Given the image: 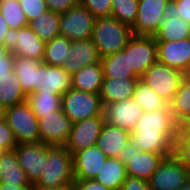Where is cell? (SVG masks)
I'll use <instances>...</instances> for the list:
<instances>
[{
  "instance_id": "1",
  "label": "cell",
  "mask_w": 190,
  "mask_h": 190,
  "mask_svg": "<svg viewBox=\"0 0 190 190\" xmlns=\"http://www.w3.org/2000/svg\"><path fill=\"white\" fill-rule=\"evenodd\" d=\"M179 129L170 106L144 112L130 134V142L140 151L161 153L168 157L174 154Z\"/></svg>"
},
{
  "instance_id": "2",
  "label": "cell",
  "mask_w": 190,
  "mask_h": 190,
  "mask_svg": "<svg viewBox=\"0 0 190 190\" xmlns=\"http://www.w3.org/2000/svg\"><path fill=\"white\" fill-rule=\"evenodd\" d=\"M74 182L72 154L65 146L48 145L47 161L35 188L63 187Z\"/></svg>"
},
{
  "instance_id": "3",
  "label": "cell",
  "mask_w": 190,
  "mask_h": 190,
  "mask_svg": "<svg viewBox=\"0 0 190 190\" xmlns=\"http://www.w3.org/2000/svg\"><path fill=\"white\" fill-rule=\"evenodd\" d=\"M132 28L113 17L96 18L91 39L100 58L122 51L133 37Z\"/></svg>"
},
{
  "instance_id": "4",
  "label": "cell",
  "mask_w": 190,
  "mask_h": 190,
  "mask_svg": "<svg viewBox=\"0 0 190 190\" xmlns=\"http://www.w3.org/2000/svg\"><path fill=\"white\" fill-rule=\"evenodd\" d=\"M61 110L74 124L87 118L103 116V103L100 94L69 89L62 95Z\"/></svg>"
},
{
  "instance_id": "5",
  "label": "cell",
  "mask_w": 190,
  "mask_h": 190,
  "mask_svg": "<svg viewBox=\"0 0 190 190\" xmlns=\"http://www.w3.org/2000/svg\"><path fill=\"white\" fill-rule=\"evenodd\" d=\"M5 121L18 144L39 142L38 118L27 101L5 109Z\"/></svg>"
},
{
  "instance_id": "6",
  "label": "cell",
  "mask_w": 190,
  "mask_h": 190,
  "mask_svg": "<svg viewBox=\"0 0 190 190\" xmlns=\"http://www.w3.org/2000/svg\"><path fill=\"white\" fill-rule=\"evenodd\" d=\"M183 77V72L156 62L147 69L140 77V80L170 104L179 89Z\"/></svg>"
},
{
  "instance_id": "7",
  "label": "cell",
  "mask_w": 190,
  "mask_h": 190,
  "mask_svg": "<svg viewBox=\"0 0 190 190\" xmlns=\"http://www.w3.org/2000/svg\"><path fill=\"white\" fill-rule=\"evenodd\" d=\"M119 158L126 165L127 176L148 182L165 156L161 153L140 151L129 141Z\"/></svg>"
},
{
  "instance_id": "8",
  "label": "cell",
  "mask_w": 190,
  "mask_h": 190,
  "mask_svg": "<svg viewBox=\"0 0 190 190\" xmlns=\"http://www.w3.org/2000/svg\"><path fill=\"white\" fill-rule=\"evenodd\" d=\"M170 8L171 0H138L133 35L154 36Z\"/></svg>"
},
{
  "instance_id": "9",
  "label": "cell",
  "mask_w": 190,
  "mask_h": 190,
  "mask_svg": "<svg viewBox=\"0 0 190 190\" xmlns=\"http://www.w3.org/2000/svg\"><path fill=\"white\" fill-rule=\"evenodd\" d=\"M96 18L80 2L60 14V35L71 41L91 39Z\"/></svg>"
},
{
  "instance_id": "10",
  "label": "cell",
  "mask_w": 190,
  "mask_h": 190,
  "mask_svg": "<svg viewBox=\"0 0 190 190\" xmlns=\"http://www.w3.org/2000/svg\"><path fill=\"white\" fill-rule=\"evenodd\" d=\"M3 44L15 57L43 60L46 43L29 26L9 29Z\"/></svg>"
},
{
  "instance_id": "11",
  "label": "cell",
  "mask_w": 190,
  "mask_h": 190,
  "mask_svg": "<svg viewBox=\"0 0 190 190\" xmlns=\"http://www.w3.org/2000/svg\"><path fill=\"white\" fill-rule=\"evenodd\" d=\"M188 169L173 154L161 162L148 183L151 190H178L188 182Z\"/></svg>"
},
{
  "instance_id": "12",
  "label": "cell",
  "mask_w": 190,
  "mask_h": 190,
  "mask_svg": "<svg viewBox=\"0 0 190 190\" xmlns=\"http://www.w3.org/2000/svg\"><path fill=\"white\" fill-rule=\"evenodd\" d=\"M37 118L39 142L51 146H64L66 144L73 123L61 109Z\"/></svg>"
},
{
  "instance_id": "13",
  "label": "cell",
  "mask_w": 190,
  "mask_h": 190,
  "mask_svg": "<svg viewBox=\"0 0 190 190\" xmlns=\"http://www.w3.org/2000/svg\"><path fill=\"white\" fill-rule=\"evenodd\" d=\"M129 52L130 68L140 78L157 62V44L153 36H133L123 49Z\"/></svg>"
},
{
  "instance_id": "14",
  "label": "cell",
  "mask_w": 190,
  "mask_h": 190,
  "mask_svg": "<svg viewBox=\"0 0 190 190\" xmlns=\"http://www.w3.org/2000/svg\"><path fill=\"white\" fill-rule=\"evenodd\" d=\"M143 114L144 110L133 97L103 105L104 122L130 132Z\"/></svg>"
},
{
  "instance_id": "15",
  "label": "cell",
  "mask_w": 190,
  "mask_h": 190,
  "mask_svg": "<svg viewBox=\"0 0 190 190\" xmlns=\"http://www.w3.org/2000/svg\"><path fill=\"white\" fill-rule=\"evenodd\" d=\"M14 151L28 181L34 185L39 180L45 161H47L48 144L21 143L15 147Z\"/></svg>"
},
{
  "instance_id": "16",
  "label": "cell",
  "mask_w": 190,
  "mask_h": 190,
  "mask_svg": "<svg viewBox=\"0 0 190 190\" xmlns=\"http://www.w3.org/2000/svg\"><path fill=\"white\" fill-rule=\"evenodd\" d=\"M103 124V116L87 118L74 123L69 135V139L64 145L65 148L73 156L79 151L96 145Z\"/></svg>"
},
{
  "instance_id": "17",
  "label": "cell",
  "mask_w": 190,
  "mask_h": 190,
  "mask_svg": "<svg viewBox=\"0 0 190 190\" xmlns=\"http://www.w3.org/2000/svg\"><path fill=\"white\" fill-rule=\"evenodd\" d=\"M157 62L185 72L190 64V38L178 41H156Z\"/></svg>"
},
{
  "instance_id": "18",
  "label": "cell",
  "mask_w": 190,
  "mask_h": 190,
  "mask_svg": "<svg viewBox=\"0 0 190 190\" xmlns=\"http://www.w3.org/2000/svg\"><path fill=\"white\" fill-rule=\"evenodd\" d=\"M68 54L61 67L71 75L87 65L101 62L92 39L72 41Z\"/></svg>"
},
{
  "instance_id": "19",
  "label": "cell",
  "mask_w": 190,
  "mask_h": 190,
  "mask_svg": "<svg viewBox=\"0 0 190 190\" xmlns=\"http://www.w3.org/2000/svg\"><path fill=\"white\" fill-rule=\"evenodd\" d=\"M74 179H94L107 156L97 145L79 151L72 156Z\"/></svg>"
},
{
  "instance_id": "20",
  "label": "cell",
  "mask_w": 190,
  "mask_h": 190,
  "mask_svg": "<svg viewBox=\"0 0 190 190\" xmlns=\"http://www.w3.org/2000/svg\"><path fill=\"white\" fill-rule=\"evenodd\" d=\"M131 132L104 122L96 145L109 158H119Z\"/></svg>"
},
{
  "instance_id": "21",
  "label": "cell",
  "mask_w": 190,
  "mask_h": 190,
  "mask_svg": "<svg viewBox=\"0 0 190 190\" xmlns=\"http://www.w3.org/2000/svg\"><path fill=\"white\" fill-rule=\"evenodd\" d=\"M42 63L39 60L14 56L13 71L27 96L43 87L41 83Z\"/></svg>"
},
{
  "instance_id": "22",
  "label": "cell",
  "mask_w": 190,
  "mask_h": 190,
  "mask_svg": "<svg viewBox=\"0 0 190 190\" xmlns=\"http://www.w3.org/2000/svg\"><path fill=\"white\" fill-rule=\"evenodd\" d=\"M140 78L104 77L100 97L103 105L119 102L133 97Z\"/></svg>"
},
{
  "instance_id": "23",
  "label": "cell",
  "mask_w": 190,
  "mask_h": 190,
  "mask_svg": "<svg viewBox=\"0 0 190 190\" xmlns=\"http://www.w3.org/2000/svg\"><path fill=\"white\" fill-rule=\"evenodd\" d=\"M42 88L37 92H48L62 96L72 89L71 74L63 67L41 64Z\"/></svg>"
},
{
  "instance_id": "24",
  "label": "cell",
  "mask_w": 190,
  "mask_h": 190,
  "mask_svg": "<svg viewBox=\"0 0 190 190\" xmlns=\"http://www.w3.org/2000/svg\"><path fill=\"white\" fill-rule=\"evenodd\" d=\"M103 79L104 73L101 62L87 65L71 75L72 89L81 92L100 94Z\"/></svg>"
},
{
  "instance_id": "25",
  "label": "cell",
  "mask_w": 190,
  "mask_h": 190,
  "mask_svg": "<svg viewBox=\"0 0 190 190\" xmlns=\"http://www.w3.org/2000/svg\"><path fill=\"white\" fill-rule=\"evenodd\" d=\"M156 41H178L190 38V24L169 10L153 36Z\"/></svg>"
},
{
  "instance_id": "26",
  "label": "cell",
  "mask_w": 190,
  "mask_h": 190,
  "mask_svg": "<svg viewBox=\"0 0 190 190\" xmlns=\"http://www.w3.org/2000/svg\"><path fill=\"white\" fill-rule=\"evenodd\" d=\"M0 183L34 186L28 181L14 150L4 151L0 154Z\"/></svg>"
},
{
  "instance_id": "27",
  "label": "cell",
  "mask_w": 190,
  "mask_h": 190,
  "mask_svg": "<svg viewBox=\"0 0 190 190\" xmlns=\"http://www.w3.org/2000/svg\"><path fill=\"white\" fill-rule=\"evenodd\" d=\"M175 123L181 127L190 125V79L183 77L179 89L169 104Z\"/></svg>"
},
{
  "instance_id": "28",
  "label": "cell",
  "mask_w": 190,
  "mask_h": 190,
  "mask_svg": "<svg viewBox=\"0 0 190 190\" xmlns=\"http://www.w3.org/2000/svg\"><path fill=\"white\" fill-rule=\"evenodd\" d=\"M126 178V165L120 158L107 157L104 165L94 179L105 187L112 190H119Z\"/></svg>"
},
{
  "instance_id": "29",
  "label": "cell",
  "mask_w": 190,
  "mask_h": 190,
  "mask_svg": "<svg viewBox=\"0 0 190 190\" xmlns=\"http://www.w3.org/2000/svg\"><path fill=\"white\" fill-rule=\"evenodd\" d=\"M27 101L17 75L13 72L0 77V106L4 109Z\"/></svg>"
},
{
  "instance_id": "30",
  "label": "cell",
  "mask_w": 190,
  "mask_h": 190,
  "mask_svg": "<svg viewBox=\"0 0 190 190\" xmlns=\"http://www.w3.org/2000/svg\"><path fill=\"white\" fill-rule=\"evenodd\" d=\"M104 77L139 78L130 68L129 52L118 51L101 58Z\"/></svg>"
},
{
  "instance_id": "31",
  "label": "cell",
  "mask_w": 190,
  "mask_h": 190,
  "mask_svg": "<svg viewBox=\"0 0 190 190\" xmlns=\"http://www.w3.org/2000/svg\"><path fill=\"white\" fill-rule=\"evenodd\" d=\"M60 14L47 10L28 22V26L45 43L60 36Z\"/></svg>"
},
{
  "instance_id": "32",
  "label": "cell",
  "mask_w": 190,
  "mask_h": 190,
  "mask_svg": "<svg viewBox=\"0 0 190 190\" xmlns=\"http://www.w3.org/2000/svg\"><path fill=\"white\" fill-rule=\"evenodd\" d=\"M61 98L53 93L35 92L27 96V102L37 117H43L61 109Z\"/></svg>"
},
{
  "instance_id": "33",
  "label": "cell",
  "mask_w": 190,
  "mask_h": 190,
  "mask_svg": "<svg viewBox=\"0 0 190 190\" xmlns=\"http://www.w3.org/2000/svg\"><path fill=\"white\" fill-rule=\"evenodd\" d=\"M71 43V40L61 35L46 42L42 62L47 65L61 67L67 55H69L68 52Z\"/></svg>"
},
{
  "instance_id": "34",
  "label": "cell",
  "mask_w": 190,
  "mask_h": 190,
  "mask_svg": "<svg viewBox=\"0 0 190 190\" xmlns=\"http://www.w3.org/2000/svg\"><path fill=\"white\" fill-rule=\"evenodd\" d=\"M133 98L140 104L144 112H153L157 109H165L169 106L157 92L141 80H139L136 85Z\"/></svg>"
},
{
  "instance_id": "35",
  "label": "cell",
  "mask_w": 190,
  "mask_h": 190,
  "mask_svg": "<svg viewBox=\"0 0 190 190\" xmlns=\"http://www.w3.org/2000/svg\"><path fill=\"white\" fill-rule=\"evenodd\" d=\"M0 12L9 29H20L28 26L19 0H0Z\"/></svg>"
},
{
  "instance_id": "36",
  "label": "cell",
  "mask_w": 190,
  "mask_h": 190,
  "mask_svg": "<svg viewBox=\"0 0 190 190\" xmlns=\"http://www.w3.org/2000/svg\"><path fill=\"white\" fill-rule=\"evenodd\" d=\"M137 11L138 0H112L111 17L131 28L134 26Z\"/></svg>"
},
{
  "instance_id": "37",
  "label": "cell",
  "mask_w": 190,
  "mask_h": 190,
  "mask_svg": "<svg viewBox=\"0 0 190 190\" xmlns=\"http://www.w3.org/2000/svg\"><path fill=\"white\" fill-rule=\"evenodd\" d=\"M174 155L190 172V129L181 127L175 140Z\"/></svg>"
},
{
  "instance_id": "38",
  "label": "cell",
  "mask_w": 190,
  "mask_h": 190,
  "mask_svg": "<svg viewBox=\"0 0 190 190\" xmlns=\"http://www.w3.org/2000/svg\"><path fill=\"white\" fill-rule=\"evenodd\" d=\"M95 18L111 17L112 0H79Z\"/></svg>"
},
{
  "instance_id": "39",
  "label": "cell",
  "mask_w": 190,
  "mask_h": 190,
  "mask_svg": "<svg viewBox=\"0 0 190 190\" xmlns=\"http://www.w3.org/2000/svg\"><path fill=\"white\" fill-rule=\"evenodd\" d=\"M19 2L28 22L48 10L45 0H19Z\"/></svg>"
},
{
  "instance_id": "40",
  "label": "cell",
  "mask_w": 190,
  "mask_h": 190,
  "mask_svg": "<svg viewBox=\"0 0 190 190\" xmlns=\"http://www.w3.org/2000/svg\"><path fill=\"white\" fill-rule=\"evenodd\" d=\"M17 145L18 143L8 123L5 120L0 122V150L2 152L12 151Z\"/></svg>"
},
{
  "instance_id": "41",
  "label": "cell",
  "mask_w": 190,
  "mask_h": 190,
  "mask_svg": "<svg viewBox=\"0 0 190 190\" xmlns=\"http://www.w3.org/2000/svg\"><path fill=\"white\" fill-rule=\"evenodd\" d=\"M14 55L10 53L4 44L0 45V77L13 72Z\"/></svg>"
},
{
  "instance_id": "42",
  "label": "cell",
  "mask_w": 190,
  "mask_h": 190,
  "mask_svg": "<svg viewBox=\"0 0 190 190\" xmlns=\"http://www.w3.org/2000/svg\"><path fill=\"white\" fill-rule=\"evenodd\" d=\"M170 9L190 24V0H171Z\"/></svg>"
},
{
  "instance_id": "43",
  "label": "cell",
  "mask_w": 190,
  "mask_h": 190,
  "mask_svg": "<svg viewBox=\"0 0 190 190\" xmlns=\"http://www.w3.org/2000/svg\"><path fill=\"white\" fill-rule=\"evenodd\" d=\"M50 11L61 14L75 6L79 0H45Z\"/></svg>"
},
{
  "instance_id": "44",
  "label": "cell",
  "mask_w": 190,
  "mask_h": 190,
  "mask_svg": "<svg viewBox=\"0 0 190 190\" xmlns=\"http://www.w3.org/2000/svg\"><path fill=\"white\" fill-rule=\"evenodd\" d=\"M73 186L75 190H112L95 179H74Z\"/></svg>"
},
{
  "instance_id": "45",
  "label": "cell",
  "mask_w": 190,
  "mask_h": 190,
  "mask_svg": "<svg viewBox=\"0 0 190 190\" xmlns=\"http://www.w3.org/2000/svg\"><path fill=\"white\" fill-rule=\"evenodd\" d=\"M119 190H151L147 181L127 176Z\"/></svg>"
},
{
  "instance_id": "46",
  "label": "cell",
  "mask_w": 190,
  "mask_h": 190,
  "mask_svg": "<svg viewBox=\"0 0 190 190\" xmlns=\"http://www.w3.org/2000/svg\"><path fill=\"white\" fill-rule=\"evenodd\" d=\"M0 190H35L34 186H17L12 184L0 183Z\"/></svg>"
},
{
  "instance_id": "47",
  "label": "cell",
  "mask_w": 190,
  "mask_h": 190,
  "mask_svg": "<svg viewBox=\"0 0 190 190\" xmlns=\"http://www.w3.org/2000/svg\"><path fill=\"white\" fill-rule=\"evenodd\" d=\"M8 30H9V27L7 23L3 20V16L0 12V45L3 44L4 38Z\"/></svg>"
},
{
  "instance_id": "48",
  "label": "cell",
  "mask_w": 190,
  "mask_h": 190,
  "mask_svg": "<svg viewBox=\"0 0 190 190\" xmlns=\"http://www.w3.org/2000/svg\"><path fill=\"white\" fill-rule=\"evenodd\" d=\"M35 190H75L73 184L63 187L35 188Z\"/></svg>"
},
{
  "instance_id": "49",
  "label": "cell",
  "mask_w": 190,
  "mask_h": 190,
  "mask_svg": "<svg viewBox=\"0 0 190 190\" xmlns=\"http://www.w3.org/2000/svg\"><path fill=\"white\" fill-rule=\"evenodd\" d=\"M5 120V109L0 106V122Z\"/></svg>"
},
{
  "instance_id": "50",
  "label": "cell",
  "mask_w": 190,
  "mask_h": 190,
  "mask_svg": "<svg viewBox=\"0 0 190 190\" xmlns=\"http://www.w3.org/2000/svg\"><path fill=\"white\" fill-rule=\"evenodd\" d=\"M178 190H190V183L187 182L186 184H184L181 188H179Z\"/></svg>"
},
{
  "instance_id": "51",
  "label": "cell",
  "mask_w": 190,
  "mask_h": 190,
  "mask_svg": "<svg viewBox=\"0 0 190 190\" xmlns=\"http://www.w3.org/2000/svg\"><path fill=\"white\" fill-rule=\"evenodd\" d=\"M184 76L190 79V64L188 68L186 69V71L184 72Z\"/></svg>"
},
{
  "instance_id": "52",
  "label": "cell",
  "mask_w": 190,
  "mask_h": 190,
  "mask_svg": "<svg viewBox=\"0 0 190 190\" xmlns=\"http://www.w3.org/2000/svg\"><path fill=\"white\" fill-rule=\"evenodd\" d=\"M188 182L190 183V172L188 174Z\"/></svg>"
}]
</instances>
